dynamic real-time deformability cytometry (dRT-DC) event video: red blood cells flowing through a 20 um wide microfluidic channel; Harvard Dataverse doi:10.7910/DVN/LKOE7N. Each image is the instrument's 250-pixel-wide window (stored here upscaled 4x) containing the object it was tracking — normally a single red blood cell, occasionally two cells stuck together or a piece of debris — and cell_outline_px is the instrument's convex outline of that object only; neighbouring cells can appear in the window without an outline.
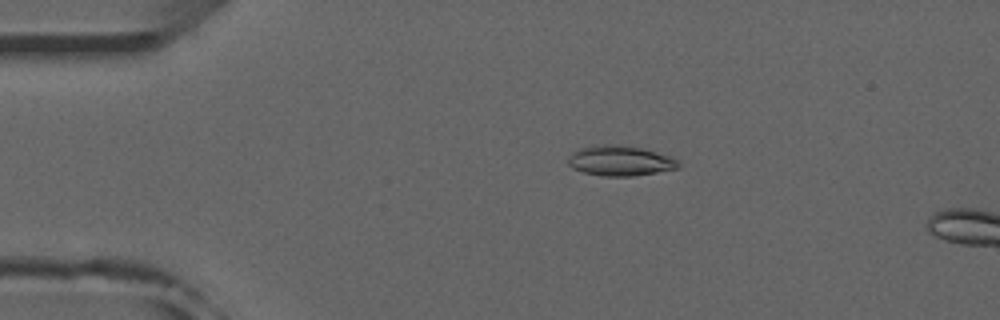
{"species": "common noctule bat (a hibernating species)", "species_latin": "Nyctalus noctula", "temperature_condition": "room temperature", "stored_images_in_passage": 4, "camera_frame_rate_fps": 3000, "um_per_image_px": 0.085, "animal": {"sex": "male", "forearm_length_mm": 52.5}, "frame": {"image": 1, "passage_image": 1, "time_ms": 0.0, "image_size_px": [1000, 320], "cell_outline_px": [[680, 168], [632, 176], [600, 176], [584, 172], [572, 168], [568, 164], [568, 156], [572, 152], [580, 148], [604, 144], [620, 144], [640, 148], [672, 156], [680, 160]], "centroid_in_image_um": [52.73, 13.66], "position_along_channel_um": 32.3, "area_um2": 19.54}}